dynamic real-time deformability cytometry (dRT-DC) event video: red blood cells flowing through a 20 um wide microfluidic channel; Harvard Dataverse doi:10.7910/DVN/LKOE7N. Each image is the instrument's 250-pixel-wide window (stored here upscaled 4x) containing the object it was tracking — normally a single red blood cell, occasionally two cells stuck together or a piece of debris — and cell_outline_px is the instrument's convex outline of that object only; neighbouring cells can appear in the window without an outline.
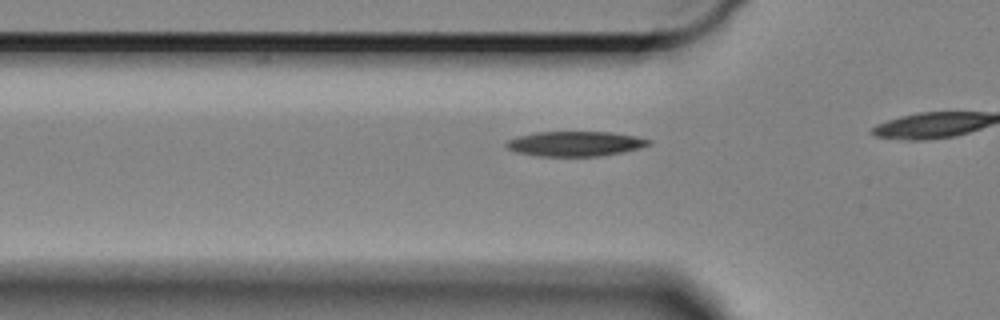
{"species": "Egyptian fruit bat (a non-hibernating species)", "species_latin": "Rousettus aegyptiacus", "temperature_condition": "cold", "stored_images_in_passage": 9, "camera_frame_rate_fps": 3000, "um_per_image_px": 0.085, "animal": {"sex": "female"}, "frame": {"image": 1, "passage_image": 6, "time_ms": 1.667, "image_size_px": [1000, 320], "cell_outline_px": [[652, 144], [640, 148], [624, 152], [600, 156], [540, 156], [516, 152], [508, 148], [504, 144], [508, 140], [520, 136], [536, 132], [612, 132], [636, 136], [652, 140]], "centroid_in_image_um": [48.95, 12.22], "position_along_channel_um": 76.9, "area_um2": 20.69}}